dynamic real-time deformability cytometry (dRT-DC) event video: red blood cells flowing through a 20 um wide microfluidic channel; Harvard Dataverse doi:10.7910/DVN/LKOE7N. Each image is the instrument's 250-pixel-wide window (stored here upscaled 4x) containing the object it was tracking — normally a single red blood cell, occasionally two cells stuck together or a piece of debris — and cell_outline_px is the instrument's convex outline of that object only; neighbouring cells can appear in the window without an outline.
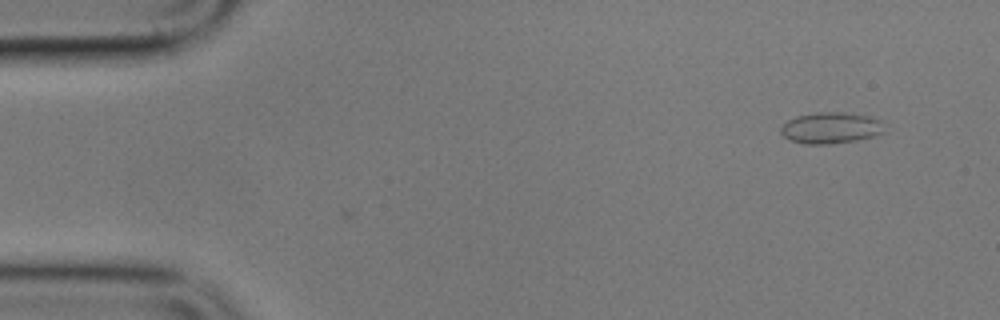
{"species": "common noctule bat (a hibernating species)", "species_latin": "Nyctalus noctula", "temperature_condition": "cold", "stored_images_in_passage": 7, "camera_frame_rate_fps": 3000, "um_per_image_px": 0.085, "animal": {"sex": "male", "body_mass_g": 17.9}, "frame": {"image": 1, "passage_image": 1, "time_ms": 0.0, "image_size_px": [1000, 320], "cell_outline_px": [[884, 132], [876, 136], [856, 140], [828, 144], [804, 144], [792, 140], [784, 136], [780, 132], [780, 128], [788, 120], [796, 116], [816, 112], [844, 112], [872, 116], [880, 120]], "centroid_in_image_um": [70.63, 10.86], "position_along_channel_um": 14.4, "area_um2": 18.9}}
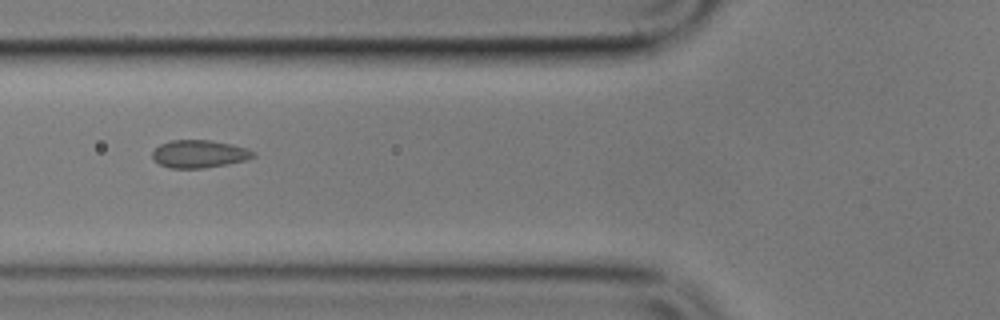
{"frame": {"image": 2, "passage_image": 6, "time_ms": 5.667, "image_size_px": [1000, 320], "cell_outline_px": [[256, 156], [248, 160], [228, 164], [204, 168], [172, 168], [160, 164], [152, 156], [152, 152], [160, 144], [172, 140], [212, 140], [232, 144], [248, 148], [256, 152]], "centroid_in_image_um": [17.01, 13.08], "position_along_channel_um": 108.8, "area_um2": 16.42}}
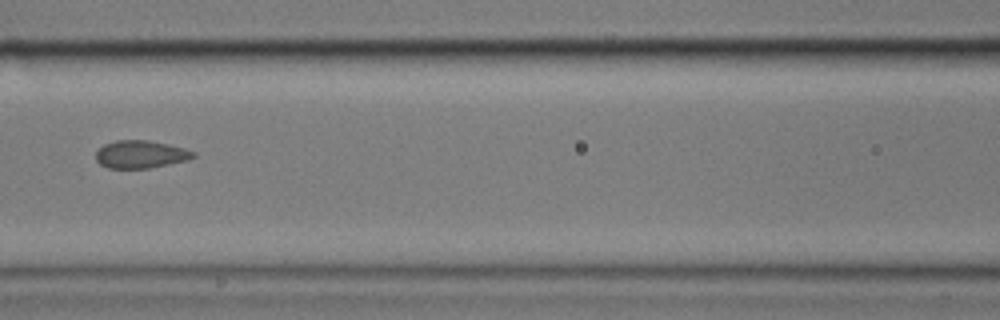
{"frame": {"image": 3, "passage_image": 7, "time_ms": 7.0, "image_size_px": [1000, 320], "cell_outline_px": [[196, 156], [188, 160], [148, 168], [108, 168], [100, 164], [96, 160], [96, 152], [104, 144], [116, 140], [148, 140], [168, 144], [184, 148], [196, 152]], "centroid_in_image_um": [11.96, 13.11], "position_along_channel_um": 154.6, "area_um2": 15.72}}